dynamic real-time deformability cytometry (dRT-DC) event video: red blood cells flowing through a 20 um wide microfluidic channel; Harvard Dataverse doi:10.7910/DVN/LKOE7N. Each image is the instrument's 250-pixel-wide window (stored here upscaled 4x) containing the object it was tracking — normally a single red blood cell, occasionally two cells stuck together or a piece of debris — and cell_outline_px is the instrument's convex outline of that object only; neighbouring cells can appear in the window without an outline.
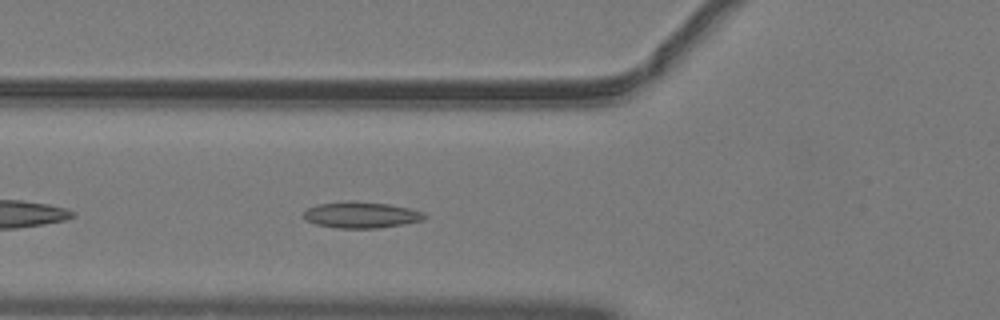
{"species": "common noctule bat (a hibernating species)", "species_latin": "Nyctalus noctula", "temperature_condition": "warm", "stored_images_in_passage": 31, "camera_frame_rate_fps": 3000, "um_per_image_px": 0.085, "animal": {"sex": "male", "body_mass_g": 19.2, "forearm_length_mm": 51.8}, "frame": {"image": 1, "passage_image": 5, "time_ms": 1.333, "image_size_px": [1000, 320], "cell_outline_px": [[428, 216], [420, 220], [404, 224], [380, 228], [336, 228], [316, 224], [308, 220], [304, 216], [304, 212], [308, 208], [320, 204], [348, 200], [388, 204], [408, 208], [424, 212]], "centroid_in_image_um": [30.72, 18.26], "position_along_channel_um": 95.1, "area_um2": 18.32}}
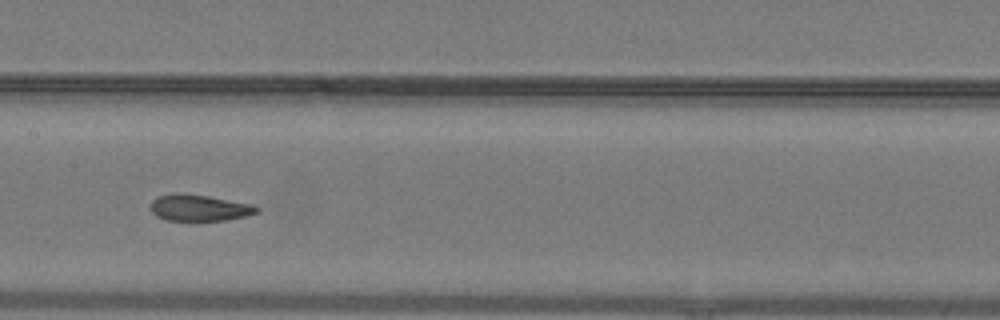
{"frame": {"image": 2, "passage_image": 12, "time_ms": 3.667, "image_size_px": [1000, 320], "cell_outline_px": [[260, 212], [244, 216], [224, 220], [196, 224], [168, 220], [156, 216], [152, 212], [152, 200], [156, 196], [180, 192], [208, 196], [252, 204], [260, 208]], "centroid_in_image_um": [16.93, 17.7], "position_along_channel_um": 190.5, "area_um2": 17.05}}
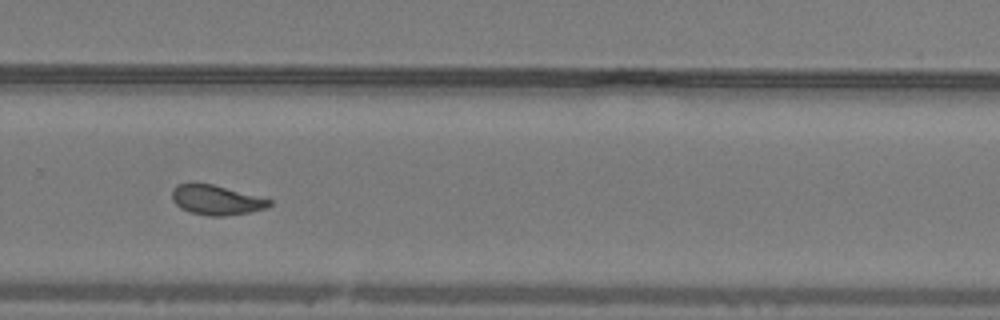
{"frame": {"image": 3, "passage_image": 21, "time_ms": 6.667, "image_size_px": [1000, 320], "cell_outline_px": [[272, 204], [264, 208], [248, 212], [224, 216], [208, 216], [192, 212], [180, 208], [172, 200], [172, 188], [176, 184], [212, 184], [272, 200]], "centroid_in_image_um": [18.35, 17.0], "position_along_channel_um": 311.5, "area_um2": 16.53}, "authors_computed_cell_mechanics": {"area_um2": 17.051, "velocity_mm_per_s": 4.0651, "shape_relaxation_time_tau1_ms": 6.4069, "shape_relaxation_time_tau2_ms": 1.3312, "deformation_change_tau1": 0.1684, "deformation_change_tau2": 0.0771}}